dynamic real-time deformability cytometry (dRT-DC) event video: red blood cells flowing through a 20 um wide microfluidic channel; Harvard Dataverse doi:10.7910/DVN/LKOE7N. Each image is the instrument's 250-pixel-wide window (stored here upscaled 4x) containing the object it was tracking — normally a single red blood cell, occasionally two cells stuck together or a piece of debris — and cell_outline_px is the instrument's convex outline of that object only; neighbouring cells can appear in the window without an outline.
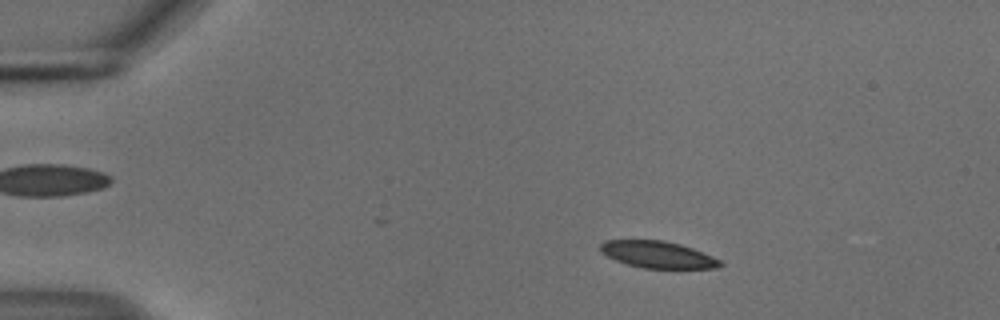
{"species": "common noctule bat (a hibernating species)", "species_latin": "Nyctalus noctula", "temperature_condition": "cold", "stored_images_in_passage": 43, "camera_frame_rate_fps": 3000, "um_per_image_px": 0.085, "animal": {"sex": "male", "body_mass_g": 18.8}, "frame": {"image": 1, "passage_image": 10, "time_ms": 3.0, "image_size_px": [1000, 320], "cell_outline_px": [[724, 264], [716, 268], [644, 268], [628, 264], [616, 260], [600, 252], [600, 244], [604, 240], [664, 240], [680, 244], [692, 248], [712, 256], [720, 260]], "centroid_in_image_um": [55.9, 21.63], "position_along_channel_um": 29.1, "area_um2": 18.61}}
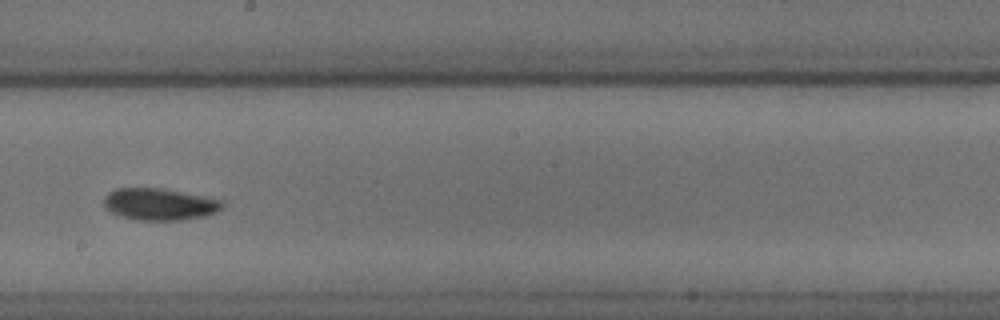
{"frame": {"image": 2, "passage_image": 32, "time_ms": 10.333, "image_size_px": [1000, 320], "cell_outline_px": [[224, 204], [216, 212], [204, 216], [180, 220], [136, 220], [120, 216], [112, 212], [104, 204], [104, 196], [108, 192], [116, 188], [160, 188], [220, 200]], "centroid_in_image_um": [13.51, 17.36], "position_along_channel_um": 234.7, "area_um2": 21.62}}
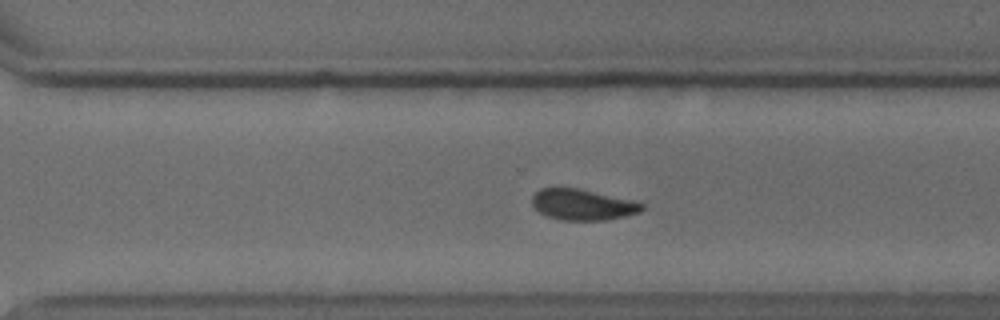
{"frame": {"image": 3, "passage_image": 39, "time_ms": 12.667, "image_size_px": [1000, 320], "cell_outline_px": [[644, 208], [640, 212], [624, 216], [604, 220], [560, 220], [548, 216], [540, 212], [532, 204], [532, 196], [540, 188], [576, 188], [632, 200], [644, 204]], "centroid_in_image_um": [49.51, 17.4], "position_along_channel_um": 321.1, "area_um2": 19.54}, "authors_computed_cell_mechanics": {"area_um2": 20.519, "velocity_mm_per_s": 3.7148, "shape_relaxation_time_tau1_ms": 3.4069, "shape_relaxation_time_tau2_ms": 3.9088, "deformation_change_tau1": 0.087, "deformation_change_tau2": 0.0727}}